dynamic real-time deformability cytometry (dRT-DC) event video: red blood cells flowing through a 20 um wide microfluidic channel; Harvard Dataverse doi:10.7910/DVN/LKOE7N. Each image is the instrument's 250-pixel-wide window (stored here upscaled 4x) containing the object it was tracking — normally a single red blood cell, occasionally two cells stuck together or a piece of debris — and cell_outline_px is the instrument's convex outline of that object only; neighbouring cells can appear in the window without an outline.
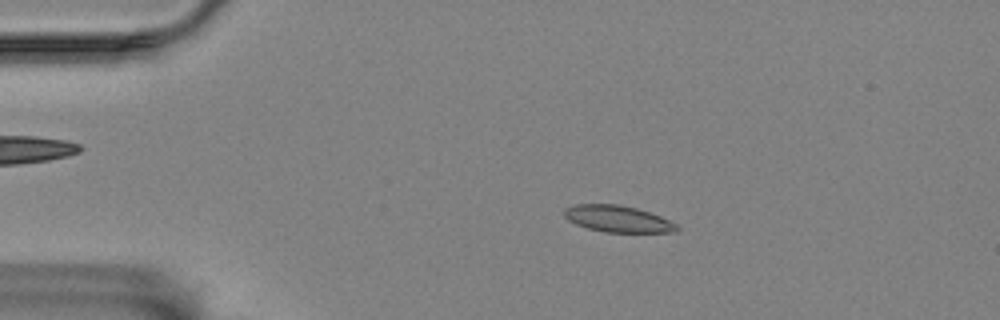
{"species": "Egyptian fruit bat (a non-hibernating species)", "species_latin": "Rousettus aegyptiacus", "temperature_condition": "room temperature", "stored_images_in_passage": 58, "camera_frame_rate_fps": 3000, "um_per_image_px": 0.085, "animal": {"sex": "female"}, "frame": {"image": 1, "passage_image": 11, "time_ms": 3.333, "image_size_px": [1000, 320], "cell_outline_px": [[680, 228], [676, 232], [604, 232], [588, 228], [576, 224], [568, 220], [564, 216], [564, 208], [576, 204], [620, 204], [636, 208], [660, 216], [676, 224]], "centroid_in_image_um": [52.49, 18.6], "position_along_channel_um": 32.5, "area_um2": 17.4}}
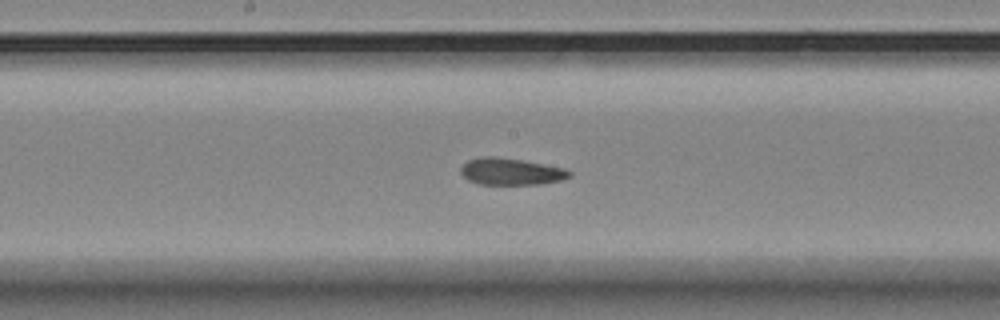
{"frame": {"image": 2, "passage_image": 30, "time_ms": 9.667, "image_size_px": [1000, 320], "cell_outline_px": [[572, 176], [560, 180], [540, 184], [480, 184], [468, 180], [460, 172], [460, 168], [468, 160], [480, 156], [496, 156], [520, 160], [564, 168], [572, 172]], "centroid_in_image_um": [43.41, 14.58], "position_along_channel_um": 204.8, "area_um2": 16.88}}
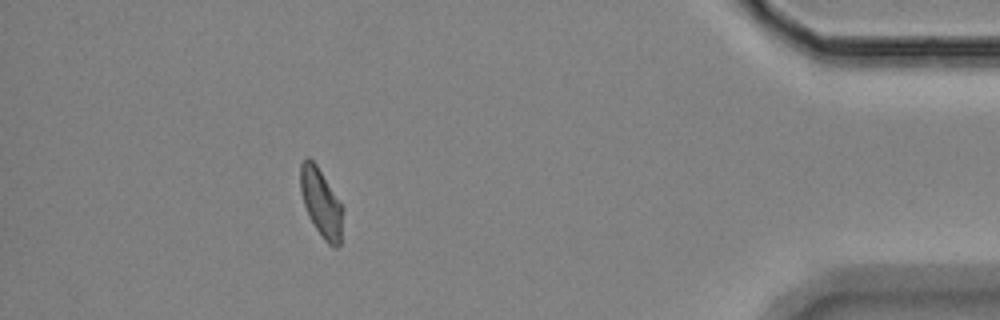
{"frame": {"image": 3, "passage_image": 52, "time_ms": 17.0, "image_size_px": [1000, 320], "cell_outline_px": [[344, 208], [340, 244], [336, 248], [332, 248], [324, 240], [308, 216], [300, 192], [300, 164], [308, 156], [316, 164]], "centroid_in_image_um": [27.3, 17.26], "position_along_channel_um": 407.9, "area_um2": 16.94}, "authors_computed_cell_mechanics": {"area_um2": 17.3689, "velocity_mm_per_s": 3.4325, "shape_relaxation_time_tau1_ms": null, "shape_relaxation_time_tau2_ms": 2.5052, "deformation_change_tau1": null, "deformation_change_tau2": 0.0966}}